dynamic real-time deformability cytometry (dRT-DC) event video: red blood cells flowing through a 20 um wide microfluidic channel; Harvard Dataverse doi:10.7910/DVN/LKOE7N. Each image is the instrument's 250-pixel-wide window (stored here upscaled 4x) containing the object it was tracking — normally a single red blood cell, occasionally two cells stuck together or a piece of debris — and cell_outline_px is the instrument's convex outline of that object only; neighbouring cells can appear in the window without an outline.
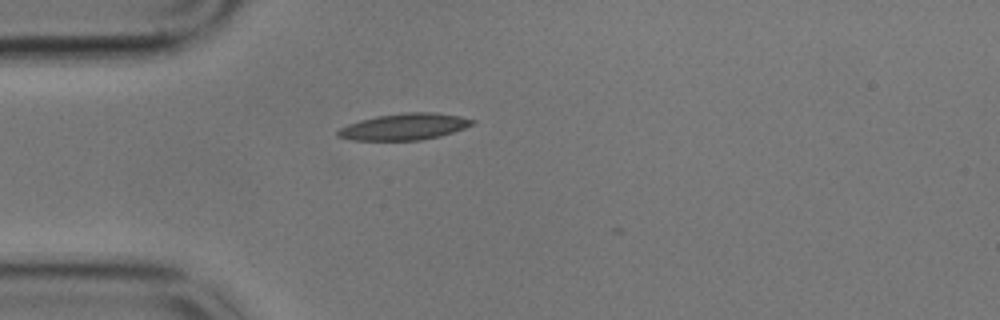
{"species": "common noctule bat (a hibernating species)", "species_latin": "Nyctalus noctula", "temperature_condition": "cold", "stored_images_in_passage": 3, "camera_frame_rate_fps": 3000, "um_per_image_px": 0.085, "animal": {"sex": "male", "body_mass_g": 17.9}, "frame": {"image": 1, "passage_image": 2, "time_ms": 0.333, "image_size_px": [1000, 320], "cell_outline_px": [[476, 120], [472, 124], [464, 128], [440, 136], [420, 140], [352, 140], [336, 136], [336, 132], [340, 128], [348, 124], [360, 120], [376, 116], [404, 112], [432, 112], [460, 116]], "centroid_in_image_um": [34.34, 10.76], "position_along_channel_um": 50.7, "area_um2": 20.69}}